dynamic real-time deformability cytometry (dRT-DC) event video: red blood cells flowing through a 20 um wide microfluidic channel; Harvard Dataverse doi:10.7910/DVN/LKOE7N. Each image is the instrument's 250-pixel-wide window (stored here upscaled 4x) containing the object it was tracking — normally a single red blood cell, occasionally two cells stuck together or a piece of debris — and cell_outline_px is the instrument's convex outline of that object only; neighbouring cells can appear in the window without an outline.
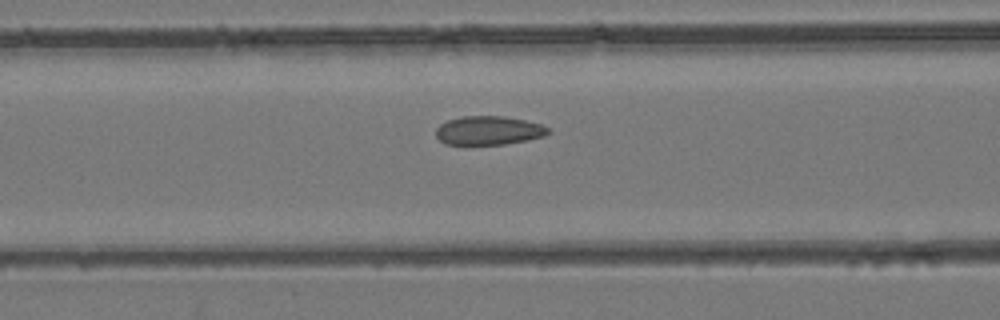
{"species": "common noctule bat (a hibernating species)", "species_latin": "Nyctalus noctula", "temperature_condition": "room temperature", "stored_images_in_passage": 36, "camera_frame_rate_fps": 3000, "um_per_image_px": 0.085, "animal": {"sex": "female", "body_mass_g": 24.6, "forearm_length_mm": 56.2}, "frame": {"image": 1, "passage_image": 11, "time_ms": 3.333, "image_size_px": [1000, 320], "cell_outline_px": [[552, 132], [544, 136], [528, 140], [504, 144], [444, 144], [436, 136], [436, 128], [440, 124], [448, 120], [464, 116], [504, 116], [524, 120], [540, 124], [548, 128]], "centroid_in_image_um": [41.54, 11.09], "position_along_channel_um": 125.1, "area_um2": 18.79}}
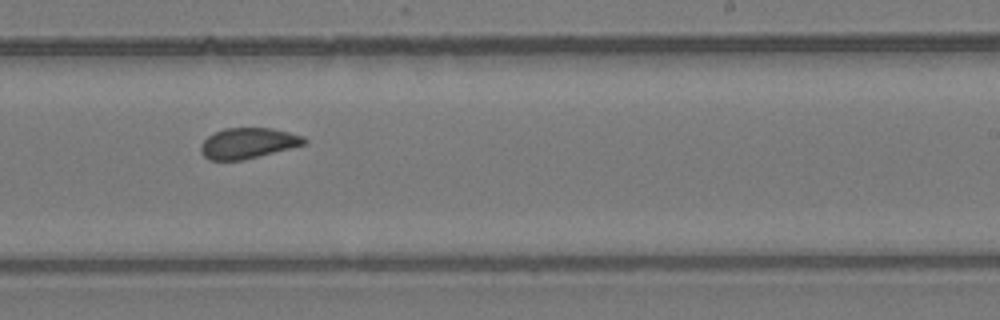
{"frame": {"image": 2, "passage_image": 21, "time_ms": 6.667, "image_size_px": [1000, 320], "cell_outline_px": [[308, 140], [304, 144], [244, 160], [208, 160], [200, 152], [200, 144], [208, 136], [224, 128], [272, 128], [304, 136]], "centroid_in_image_um": [21.05, 12.17], "position_along_channel_um": 268.0, "area_um2": 18.38}}
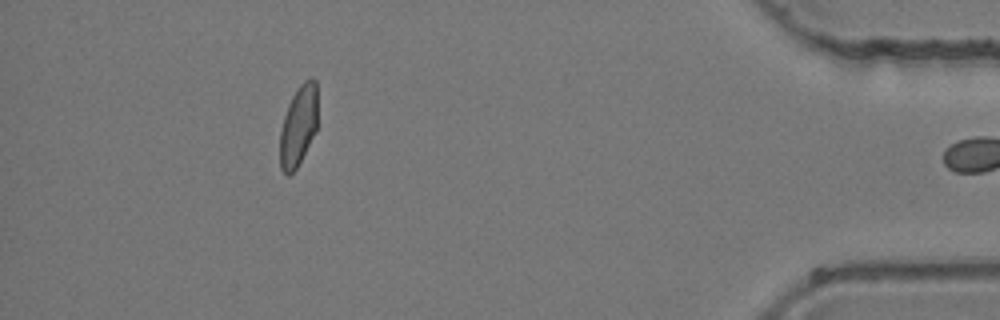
{"frame": {"image": 3, "passage_image": 35, "time_ms": 11.333, "image_size_px": [1000, 320], "cell_outline_px": [[316, 132], [296, 168], [288, 176], [280, 168], [280, 132], [284, 116], [288, 104], [296, 88], [304, 80], [312, 76], [316, 80]], "centroid_in_image_um": [25.35, 10.66], "position_along_channel_um": 409.8, "area_um2": 17.63}}